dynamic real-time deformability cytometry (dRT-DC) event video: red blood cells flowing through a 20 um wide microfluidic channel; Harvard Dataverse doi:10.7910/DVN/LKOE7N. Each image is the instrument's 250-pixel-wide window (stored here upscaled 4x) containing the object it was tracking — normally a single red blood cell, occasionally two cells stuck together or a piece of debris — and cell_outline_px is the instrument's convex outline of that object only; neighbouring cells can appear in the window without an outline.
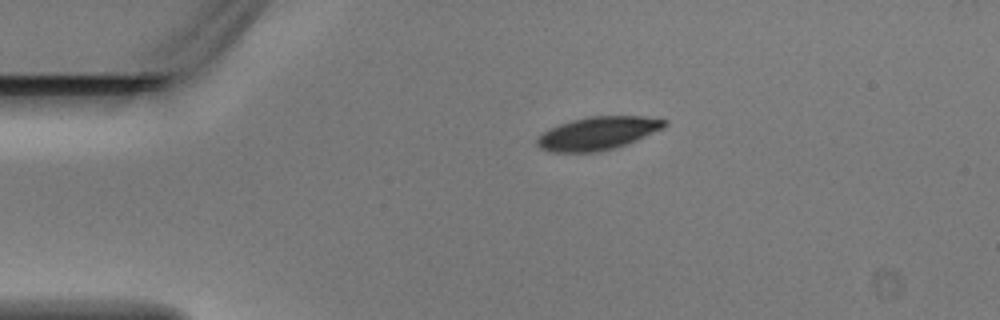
{"species": "Egyptian fruit bat (a non-hibernating species)", "species_latin": "Rousettus aegyptiacus", "temperature_condition": "warm", "stored_images_in_passage": 4, "camera_frame_rate_fps": 3000, "um_per_image_px": 0.085, "animal": {"sex": "male"}, "frame": {"image": 1, "passage_image": 4, "time_ms": 1.0, "image_size_px": [1000, 320], "cell_outline_px": [[668, 124], [664, 128], [636, 140], [612, 148], [596, 152], [552, 152], [540, 148], [536, 144], [536, 140], [548, 128], [572, 120], [588, 116], [644, 116], [668, 120]], "centroid_in_image_um": [50.82, 11.32], "position_along_channel_um": 34.2, "area_um2": 24.45}}